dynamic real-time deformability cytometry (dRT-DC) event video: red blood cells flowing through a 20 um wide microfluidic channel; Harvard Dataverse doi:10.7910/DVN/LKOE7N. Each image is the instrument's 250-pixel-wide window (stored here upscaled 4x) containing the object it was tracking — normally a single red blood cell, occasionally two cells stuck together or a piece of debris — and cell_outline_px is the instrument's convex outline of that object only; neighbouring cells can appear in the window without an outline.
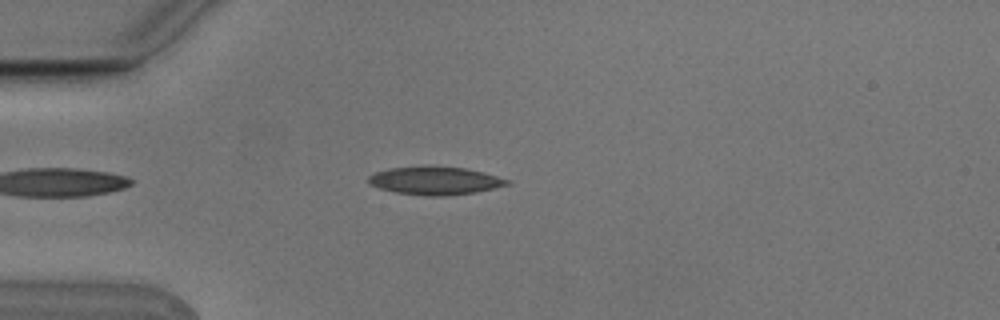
{"species": "Egyptian fruit bat (a non-hibernating species)", "species_latin": "Rousettus aegyptiacus", "temperature_condition": "cold", "stored_images_in_passage": 5, "camera_frame_rate_fps": 3000, "um_per_image_px": 0.085, "animal": {"sex": "male"}, "frame": {"image": 1, "passage_image": 5, "time_ms": 1.333, "image_size_px": [1000, 320], "cell_outline_px": [[512, 184], [476, 192], [444, 196], [424, 196], [396, 192], [380, 188], [368, 184], [368, 176], [376, 172], [388, 168], [424, 164], [428, 164], [464, 168], [484, 172], [512, 180]], "centroid_in_image_um": [36.99, 15.33], "position_along_channel_um": 48.0, "area_um2": 23.35}}